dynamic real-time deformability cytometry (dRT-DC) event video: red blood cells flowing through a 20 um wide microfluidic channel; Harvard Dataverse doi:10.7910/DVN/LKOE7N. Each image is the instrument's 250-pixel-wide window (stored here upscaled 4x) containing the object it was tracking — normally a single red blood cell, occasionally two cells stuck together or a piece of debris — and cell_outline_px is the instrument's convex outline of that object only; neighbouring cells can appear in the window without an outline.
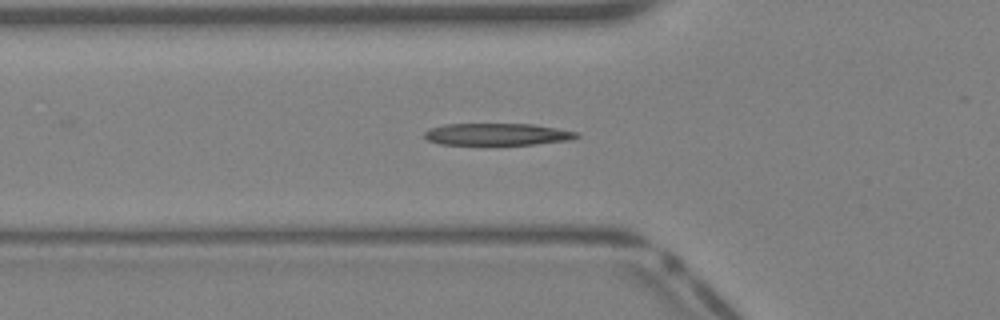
{"species": "Egyptian fruit bat (a non-hibernating species)", "species_latin": "Rousettus aegyptiacus", "temperature_condition": "warm", "stored_images_in_passage": 31, "camera_frame_rate_fps": 3000, "um_per_image_px": 0.085, "animal": {"sex": "female"}, "frame": {"image": 1, "passage_image": 4, "time_ms": 1.0, "image_size_px": [1000, 320], "cell_outline_px": [[580, 136], [572, 140], [532, 144], [440, 144], [428, 140], [424, 136], [424, 132], [428, 128], [444, 124], [532, 124], [556, 128], [576, 132]], "centroid_in_image_um": [42.24, 11.41], "position_along_channel_um": 83.6, "area_um2": 19.36}}
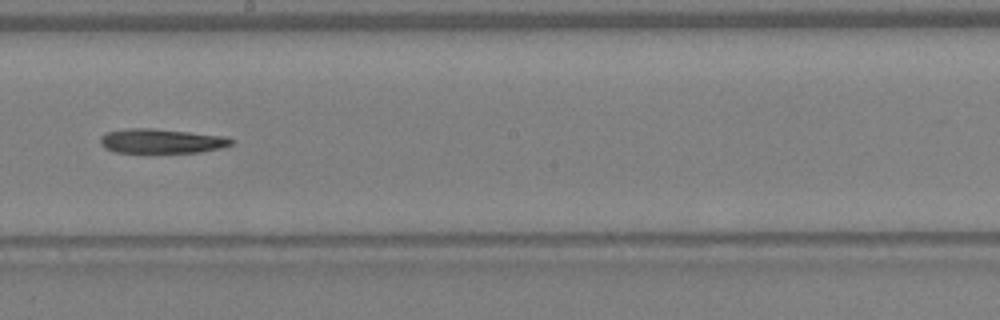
{"frame": {"image": 2, "passage_image": 13, "time_ms": 4.0, "image_size_px": [1000, 320], "cell_outline_px": [[232, 144], [220, 148], [200, 152], [116, 152], [104, 148], [100, 144], [100, 136], [104, 132], [124, 128], [152, 128], [224, 136], [232, 140]], "centroid_in_image_um": [13.64, 11.98], "position_along_channel_um": 234.6, "area_um2": 18.61}}
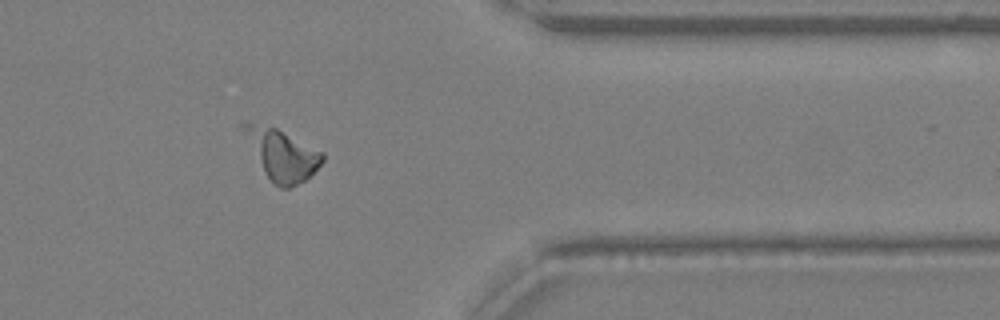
{"frame": {"image": 3, "passage_image": 23, "time_ms": 7.333, "image_size_px": [1000, 320], "cell_outline_px": [[324, 160], [304, 180], [288, 188], [280, 188], [272, 184], [240, 128], [240, 124], [252, 124], [276, 128], [324, 152]], "centroid_in_image_um": [23.98, 13.16], "position_along_channel_um": 387.4, "area_um2": 22.37}}